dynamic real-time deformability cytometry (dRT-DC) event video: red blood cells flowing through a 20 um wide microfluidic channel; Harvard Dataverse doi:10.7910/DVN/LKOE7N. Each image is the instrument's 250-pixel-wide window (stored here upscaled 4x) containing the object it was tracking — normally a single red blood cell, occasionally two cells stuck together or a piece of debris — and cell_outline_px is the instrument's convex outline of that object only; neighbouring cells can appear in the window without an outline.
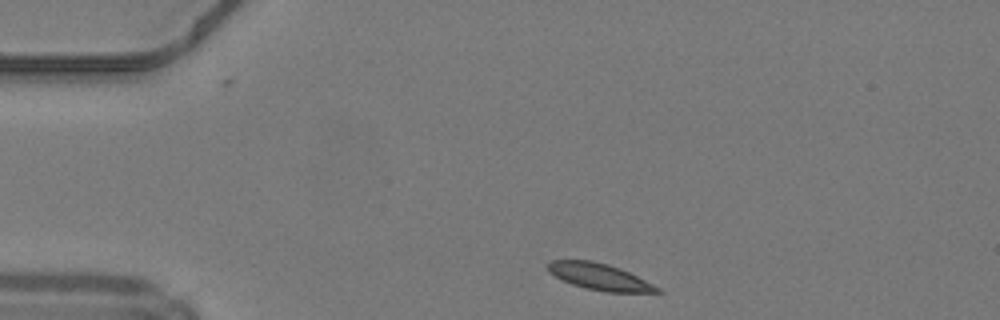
{"species": "common noctule bat (a hibernating species)", "species_latin": "Nyctalus noctula", "temperature_condition": "warm", "stored_images_in_passage": 40, "camera_frame_rate_fps": 3000, "um_per_image_px": 0.085, "animal": {"sex": "male", "body_mass_g": 19.2, "forearm_length_mm": 51.8}, "frame": {"image": 1, "passage_image": 1, "time_ms": 0.0, "image_size_px": [1000, 320], "cell_outline_px": [[664, 292], [604, 292], [572, 284], [560, 280], [548, 272], [548, 264], [552, 260], [592, 260], [608, 264], [620, 268], [660, 288]], "centroid_in_image_um": [50.92, 23.51], "position_along_channel_um": 34.1, "area_um2": 16.76}}
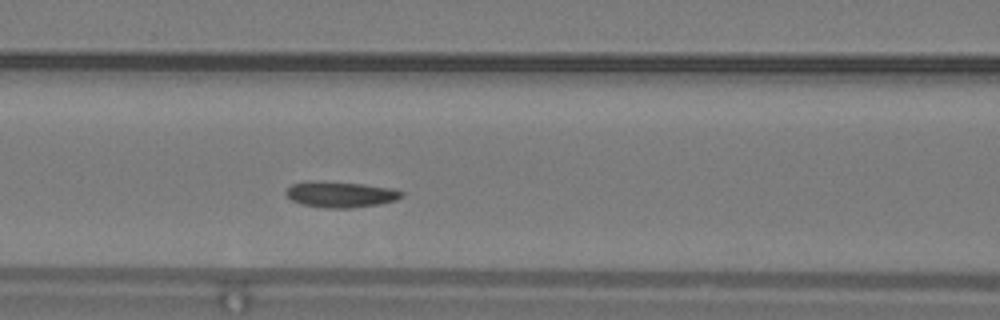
{"frame": {"image": 2, "passage_image": 12, "time_ms": 3.667, "image_size_px": [1000, 320], "cell_outline_px": [[404, 196], [396, 200], [380, 204], [352, 208], [324, 208], [300, 204], [292, 200], [284, 192], [292, 184], [308, 180], [324, 180], [364, 184], [392, 188], [404, 192]], "centroid_in_image_um": [28.94, 16.51], "position_along_channel_um": 137.7, "area_um2": 17.86}}
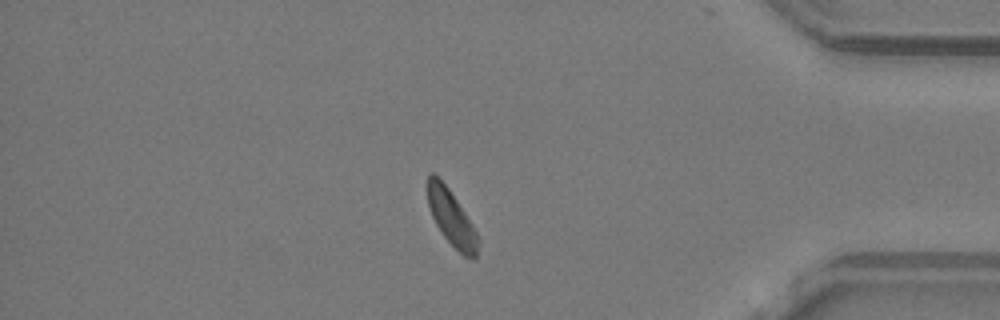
{"frame": {"image": 3, "passage_image": 33, "time_ms": 10.667, "image_size_px": [1000, 320], "cell_outline_px": [[480, 240], [476, 256], [472, 260], [464, 256], [444, 236], [436, 224], [432, 216], [428, 204], [428, 172], [432, 172], [448, 188], [472, 224]], "centroid_in_image_um": [38.39, 18.55], "position_along_channel_um": 396.8, "area_um2": 15.9}, "authors_computed_cell_mechanics": {"area_um2": 17.2244, "velocity_mm_per_s": 4.1658, "shape_relaxation_time_tau1_ms": 2.546, "shape_relaxation_time_tau2_ms": null, "deformation_change_tau1": 0.0884, "deformation_change_tau2": null}}